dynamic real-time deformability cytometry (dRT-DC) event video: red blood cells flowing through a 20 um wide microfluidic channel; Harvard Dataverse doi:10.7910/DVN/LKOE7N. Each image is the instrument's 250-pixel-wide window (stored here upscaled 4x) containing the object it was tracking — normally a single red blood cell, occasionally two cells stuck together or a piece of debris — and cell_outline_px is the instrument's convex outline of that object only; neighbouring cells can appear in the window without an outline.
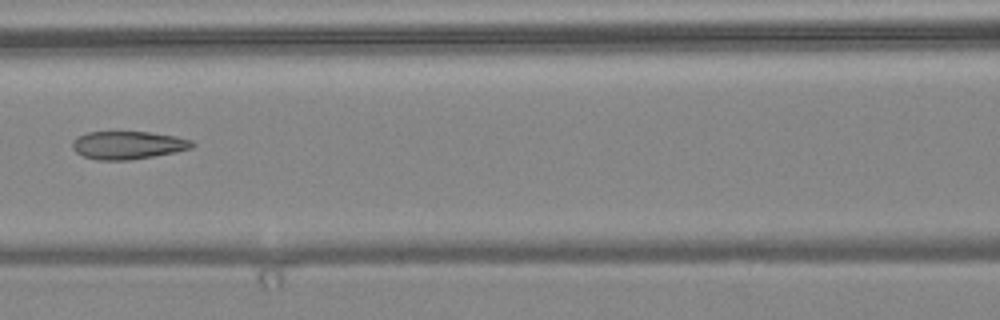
{"species": "common noctule bat (a hibernating species)", "species_latin": "Nyctalus noctula", "temperature_condition": "warm", "stored_images_in_passage": 8, "camera_frame_rate_fps": 3000, "um_per_image_px": 0.085, "animal": {"sex": "female", "body_mass_g": 24.6, "forearm_length_mm": 56.2}, "frame": {"image": 1, "passage_image": 7, "time_ms": 2.0, "image_size_px": [1000, 320], "cell_outline_px": [[196, 144], [192, 148], [176, 152], [128, 160], [96, 160], [84, 156], [76, 152], [72, 148], [72, 140], [88, 132], [148, 132], [176, 136], [192, 140]], "centroid_in_image_um": [10.89, 12.34], "position_along_channel_um": 155.7, "area_um2": 19.48}}
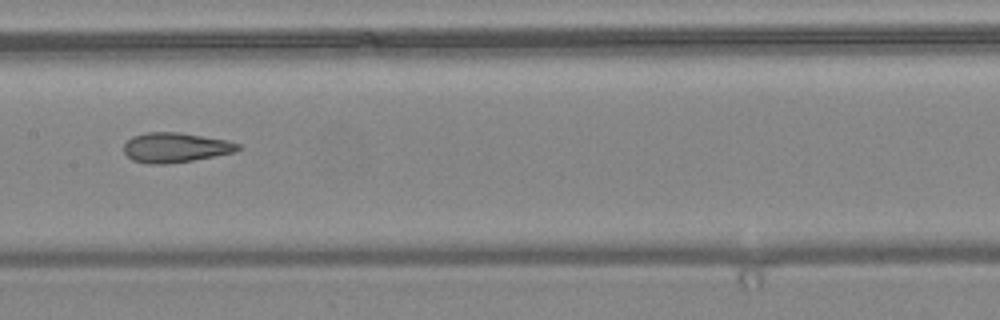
{"frame": {"image": 2, "passage_image": 8, "time_ms": 2.333, "image_size_px": [1000, 320], "cell_outline_px": [[240, 148], [236, 152], [192, 160], [164, 164], [148, 164], [132, 160], [124, 152], [124, 144], [132, 136], [148, 132], [180, 132], [228, 140], [240, 144]], "centroid_in_image_um": [14.91, 12.53], "position_along_channel_um": 192.5, "area_um2": 19.83}}